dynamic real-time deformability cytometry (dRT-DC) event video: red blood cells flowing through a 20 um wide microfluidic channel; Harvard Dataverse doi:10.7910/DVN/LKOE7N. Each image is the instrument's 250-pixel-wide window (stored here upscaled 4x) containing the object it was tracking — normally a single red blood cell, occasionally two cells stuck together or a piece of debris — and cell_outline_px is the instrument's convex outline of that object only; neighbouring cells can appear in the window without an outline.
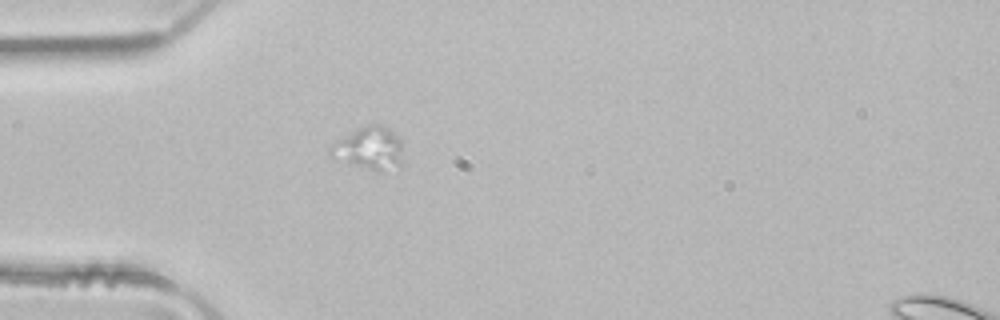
{"species": "common noctule bat (a hibernating species)", "species_latin": "Nyctalus noctula", "temperature_condition": "room temperature", "stored_images_in_passage": 1, "camera_frame_rate_fps": 3000, "um_per_image_px": 0.085, "animal": {"sex": "male", "body_mass_g": 21.5, "forearm_length_mm": 52.0}, "frame": {"image": 1, "passage_image": 1, "time_ms": 0.0, "image_size_px": [1000, 320], "cell_outline_px": [[400, 164], [380, 168], [368, 168], [332, 156], [328, 152], [328, 148], [332, 144], [356, 128], [368, 124], [380, 124], [388, 128], [400, 140]], "centroid_in_image_um": [31.33, 12.5], "position_along_channel_um": 53.7, "area_um2": 16.76}}